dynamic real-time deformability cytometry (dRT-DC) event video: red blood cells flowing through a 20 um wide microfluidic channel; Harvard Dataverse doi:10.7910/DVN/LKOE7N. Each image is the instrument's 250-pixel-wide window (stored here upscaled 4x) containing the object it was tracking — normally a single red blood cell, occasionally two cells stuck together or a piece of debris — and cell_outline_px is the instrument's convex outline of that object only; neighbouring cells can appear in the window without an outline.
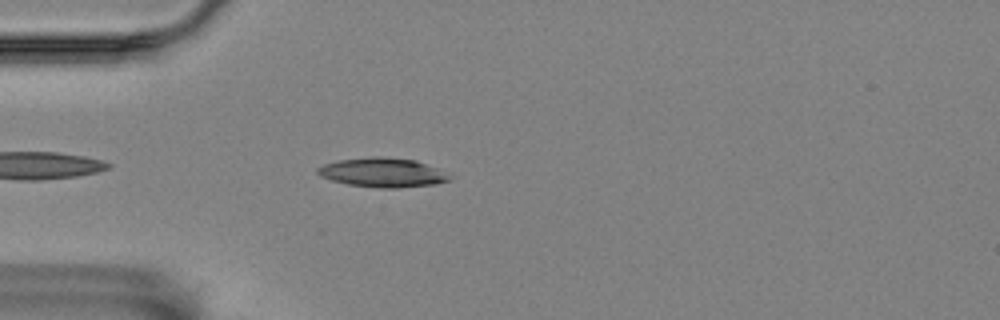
{"species": "Egyptian fruit bat (a non-hibernating species)", "species_latin": "Rousettus aegyptiacus", "temperature_condition": "room temperature", "stored_images_in_passage": 41, "camera_frame_rate_fps": 3000, "um_per_image_px": 0.085, "animal": {"sex": "female"}, "frame": {"image": 1, "passage_image": 3, "time_ms": 0.667, "image_size_px": [1000, 320], "cell_outline_px": [[452, 176], [448, 180], [436, 184], [396, 188], [380, 188], [348, 184], [332, 180], [320, 176], [316, 172], [316, 168], [324, 164], [340, 160], [372, 156], [384, 156], [416, 160], [436, 168]], "centroid_in_image_um": [32.51, 14.66], "position_along_channel_um": 52.5, "area_um2": 22.43}}
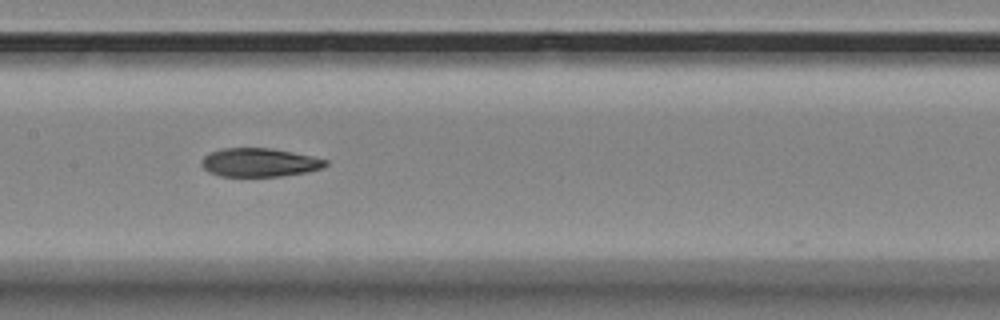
{"frame": {"image": 2, "passage_image": 15, "time_ms": 4.667, "image_size_px": [1000, 320], "cell_outline_px": [[328, 164], [320, 168], [304, 172], [280, 176], [220, 176], [208, 172], [200, 164], [200, 160], [208, 152], [220, 148], [272, 148], [312, 156], [328, 160]], "centroid_in_image_um": [21.98, 13.8], "position_along_channel_um": 185.4, "area_um2": 20.69}}
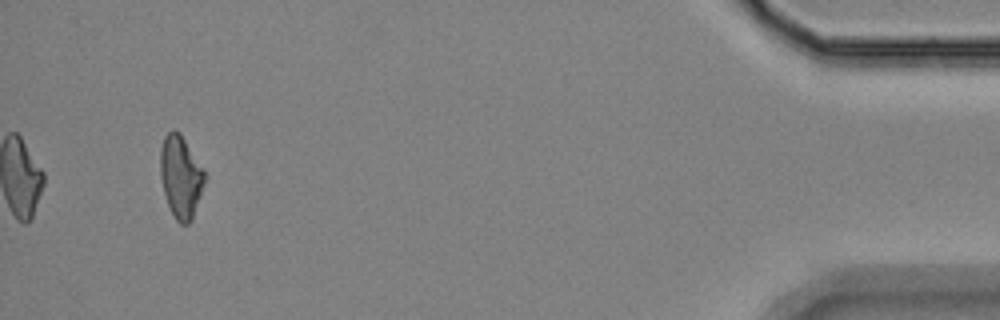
{"frame": {"image": 3, "passage_image": 41, "time_ms": 13.333, "image_size_px": [1000, 320], "cell_outline_px": [[208, 176], [192, 220], [188, 224], [180, 224], [176, 220], [168, 204], [164, 192], [160, 176], [160, 148], [164, 136], [172, 128], [180, 132], [204, 168]], "centroid_in_image_um": [15.39, 15.0], "position_along_channel_um": 419.8, "area_um2": 21.73}, "authors_computed_cell_mechanics": {"area_um2": 21.4438, "velocity_mm_per_s": 3.5215, "shape_relaxation_time_tau1_ms": null, "shape_relaxation_time_tau2_ms": 3.8882, "deformation_change_tau1": null, "deformation_change_tau2": 0.1066}}